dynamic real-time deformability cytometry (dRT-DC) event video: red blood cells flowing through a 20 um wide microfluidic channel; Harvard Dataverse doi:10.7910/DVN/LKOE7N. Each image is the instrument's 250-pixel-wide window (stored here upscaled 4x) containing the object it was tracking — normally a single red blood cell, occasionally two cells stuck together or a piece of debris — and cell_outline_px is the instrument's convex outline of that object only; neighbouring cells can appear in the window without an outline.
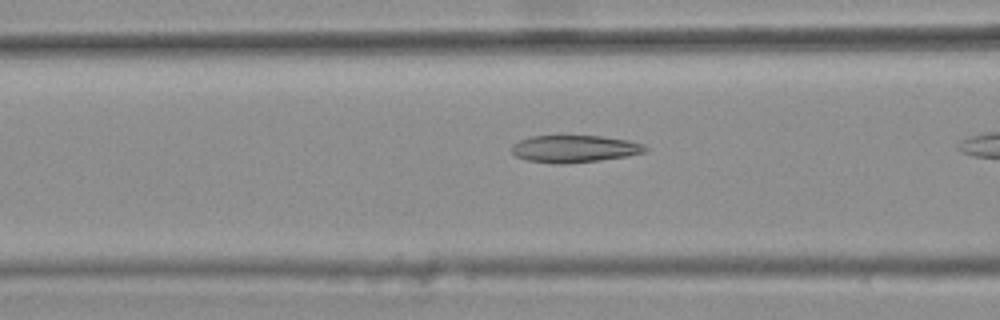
{"species": "common noctule bat (a hibernating species)", "species_latin": "Nyctalus noctula", "temperature_condition": "warm", "stored_images_in_passage": 16, "camera_frame_rate_fps": 3000, "um_per_image_px": 0.085, "animal": {"sex": "female", "body_mass_g": 25.1}, "frame": {"image": 1, "passage_image": 12, "time_ms": 3.667, "image_size_px": [1000, 320], "cell_outline_px": [[648, 148], [644, 152], [624, 156], [600, 160], [564, 164], [556, 164], [528, 160], [516, 156], [512, 152], [512, 144], [520, 140], [532, 136], [600, 136], [628, 140], [644, 144]], "centroid_in_image_um": [48.81, 12.65], "position_along_channel_um": 117.8, "area_um2": 20.98}}